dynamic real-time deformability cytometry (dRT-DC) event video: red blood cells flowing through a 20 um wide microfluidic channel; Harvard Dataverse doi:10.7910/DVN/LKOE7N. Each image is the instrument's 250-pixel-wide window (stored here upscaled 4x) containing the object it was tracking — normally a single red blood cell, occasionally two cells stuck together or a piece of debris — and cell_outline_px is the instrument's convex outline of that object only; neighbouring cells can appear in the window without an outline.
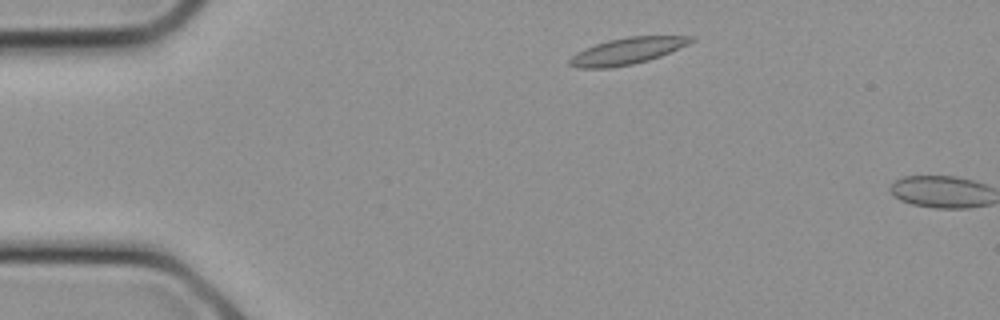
{"species": "common noctule bat (a hibernating species)", "species_latin": "Nyctalus noctula", "temperature_condition": "cold", "stored_images_in_passage": 3, "camera_frame_rate_fps": 3000, "um_per_image_px": 0.085, "animal": {"sex": "female", "body_mass_g": 21.9}, "frame": {"image": 1, "passage_image": 2, "time_ms": 0.333, "image_size_px": [1000, 320], "cell_outline_px": [[696, 40], [688, 44], [660, 56], [648, 60], [632, 64], [608, 68], [576, 68], [568, 64], [568, 60], [576, 52], [584, 48], [608, 40], [628, 36], [696, 36]], "centroid_in_image_um": [53.29, 4.33], "position_along_channel_um": 31.7, "area_um2": 18.79}}